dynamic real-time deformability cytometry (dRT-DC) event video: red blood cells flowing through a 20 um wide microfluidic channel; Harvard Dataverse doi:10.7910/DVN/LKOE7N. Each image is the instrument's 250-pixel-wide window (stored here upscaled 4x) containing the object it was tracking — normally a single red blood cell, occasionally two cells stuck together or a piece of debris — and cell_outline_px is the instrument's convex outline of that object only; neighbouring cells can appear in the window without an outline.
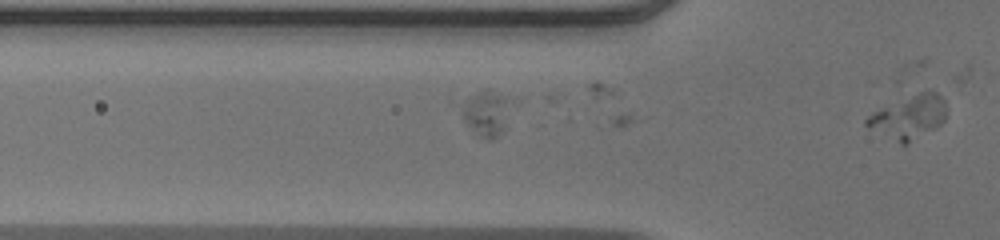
{"species": "human", "species_latin": "Homo sapiens", "temperature_condition": "warm", "stored_images_in_passage": 5, "camera_frame_rate_fps": 3000, "um_per_image_px": 0.085, "donor": {"sex": "male"}, "frame": {"image": 1, "passage_image": 5, "time_ms": 1.333, "image_size_px": [1000, 240], "cell_outline_px": [[944, 120], [936, 128], [908, 144], [900, 144], [868, 128], [864, 124], [864, 120], [872, 112], [880, 108], [920, 92], [936, 92], [944, 100]], "centroid_in_image_um": [77.2, 9.99], "position_along_channel_um": 48.6, "area_um2": 19.94}}